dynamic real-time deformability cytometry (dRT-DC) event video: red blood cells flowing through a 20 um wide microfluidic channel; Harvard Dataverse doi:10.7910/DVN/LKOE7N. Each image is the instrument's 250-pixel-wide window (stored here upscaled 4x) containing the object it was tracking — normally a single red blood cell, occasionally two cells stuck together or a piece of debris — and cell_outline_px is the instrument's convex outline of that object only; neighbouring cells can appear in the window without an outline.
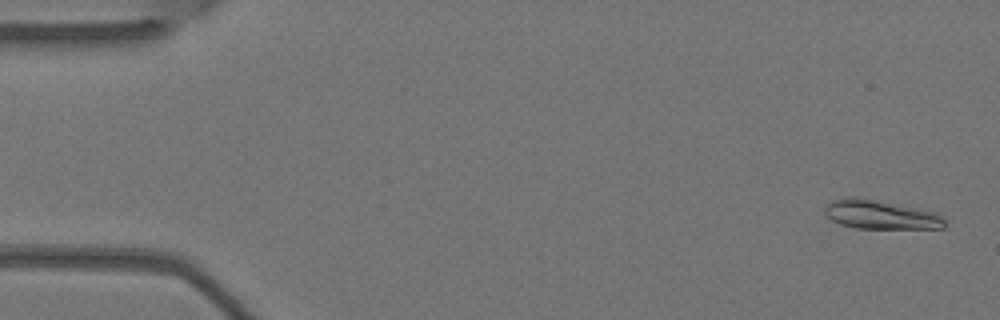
{"species": "Egyptian fruit bat (a non-hibernating species)", "species_latin": "Rousettus aegyptiacus", "temperature_condition": "warm", "stored_images_in_passage": 5, "camera_frame_rate_fps": 3000, "um_per_image_px": 0.085, "animal": {"sex": "female"}, "frame": {"image": 1, "passage_image": 1, "time_ms": 0.0, "image_size_px": [1000, 320], "cell_outline_px": [[948, 224], [944, 228], [856, 228], [840, 224], [832, 220], [824, 212], [824, 204], [840, 196], [856, 196], [920, 208], [936, 212], [944, 216]], "centroid_in_image_um": [74.85, 18.22], "position_along_channel_um": 10.1, "area_um2": 20.75}}
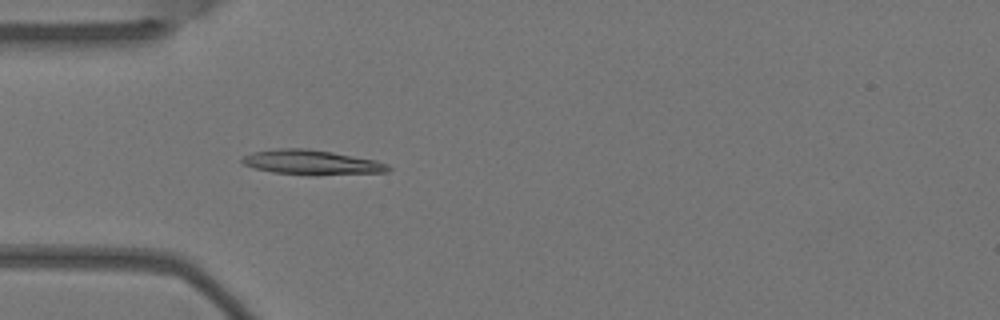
{"frame": {"image": 2, "passage_image": 5, "time_ms": 1.333, "image_size_px": [1000, 320], "cell_outline_px": [[392, 168], [388, 172], [308, 176], [272, 172], [256, 168], [244, 164], [240, 160], [240, 156], [252, 152], [276, 148], [308, 148], [332, 152], [376, 160], [388, 164]], "centroid_in_image_um": [26.48, 13.8], "position_along_channel_um": 58.5, "area_um2": 21.44}}